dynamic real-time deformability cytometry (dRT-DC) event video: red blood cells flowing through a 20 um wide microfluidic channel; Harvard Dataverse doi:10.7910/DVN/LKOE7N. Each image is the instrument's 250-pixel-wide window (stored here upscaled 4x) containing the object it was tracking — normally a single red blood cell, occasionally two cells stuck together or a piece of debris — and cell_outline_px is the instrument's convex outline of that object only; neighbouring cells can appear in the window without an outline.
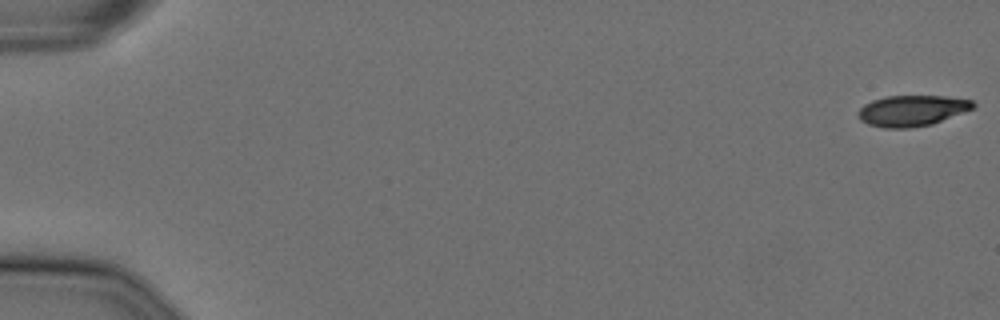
{"species": "Egyptian fruit bat (a non-hibernating species)", "species_latin": "Rousettus aegyptiacus", "temperature_condition": "cold", "stored_images_in_passage": 14, "camera_frame_rate_fps": 3000, "um_per_image_px": 0.085, "animal": {"sex": "female"}, "frame": {"image": 1, "passage_image": 1, "time_ms": 0.0, "image_size_px": [1000, 320], "cell_outline_px": [[976, 108], [932, 124], [912, 128], [884, 128], [868, 124], [860, 120], [856, 116], [856, 112], [864, 104], [872, 100], [888, 96], [944, 96], [972, 100], [976, 104]], "centroid_in_image_um": [77.51, 9.41], "position_along_channel_um": 7.5, "area_um2": 20.92}}
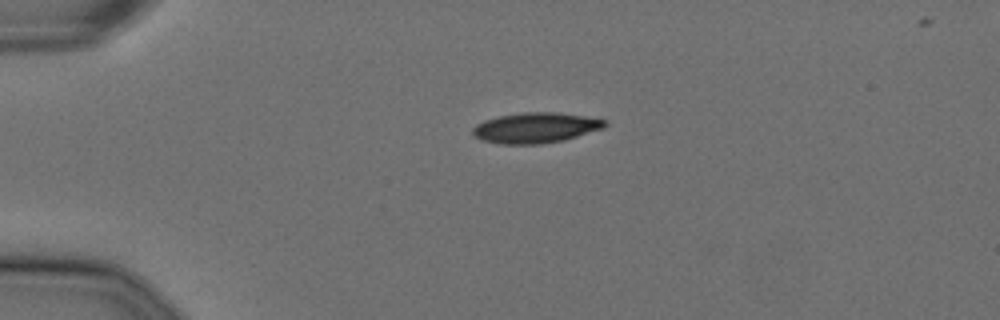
{"frame": {"image": 2, "passage_image": 14, "time_ms": 4.333, "image_size_px": [1000, 320], "cell_outline_px": [[608, 124], [604, 128], [564, 140], [540, 144], [500, 144], [484, 140], [476, 136], [472, 132], [472, 128], [476, 124], [484, 120], [500, 116], [524, 112], [556, 112], [584, 116], [608, 120]], "centroid_in_image_um": [45.56, 10.86], "position_along_channel_um": 39.4, "area_um2": 23.35}}